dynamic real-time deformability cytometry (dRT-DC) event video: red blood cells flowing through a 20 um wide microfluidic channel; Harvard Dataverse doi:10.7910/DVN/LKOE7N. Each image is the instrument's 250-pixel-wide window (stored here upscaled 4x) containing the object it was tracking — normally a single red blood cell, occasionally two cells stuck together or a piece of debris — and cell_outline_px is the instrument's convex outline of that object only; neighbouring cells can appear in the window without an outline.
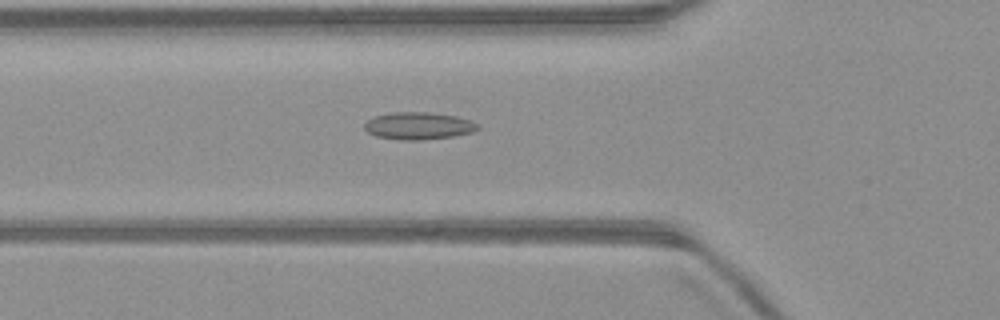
{"species": "common noctule bat (a hibernating species)", "species_latin": "Nyctalus noctula", "temperature_condition": "warm", "stored_images_in_passage": 51, "camera_frame_rate_fps": 3000, "um_per_image_px": 0.085, "animal": {"sex": "male", "body_mass_g": 23.1, "forearm_length_mm": 52.7}, "frame": {"image": 1, "passage_image": 18, "time_ms": 5.667, "image_size_px": [1000, 320], "cell_outline_px": [[480, 128], [472, 132], [452, 136], [424, 140], [396, 140], [376, 136], [368, 132], [364, 128], [364, 124], [368, 120], [376, 116], [392, 112], [432, 112], [456, 116], [468, 120], [476, 124]], "centroid_in_image_um": [35.54, 10.7], "position_along_channel_um": 90.3, "area_um2": 17.98}}
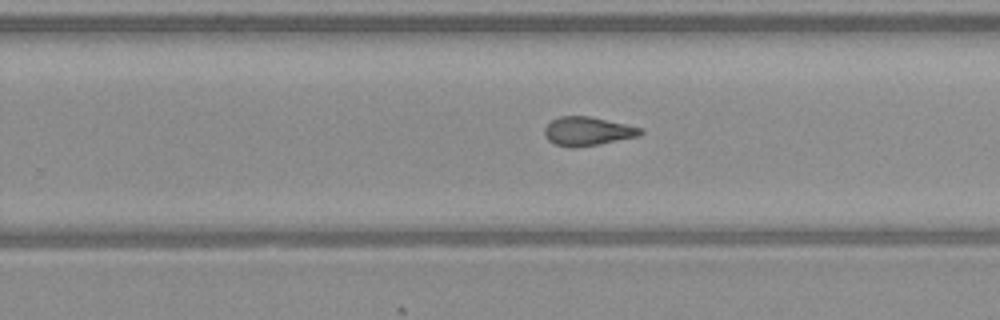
{"frame": {"image": 2, "passage_image": 32, "time_ms": 10.333, "image_size_px": [1000, 320], "cell_outline_px": [[644, 132], [640, 136], [600, 144], [572, 148], [568, 148], [556, 144], [548, 140], [544, 136], [544, 128], [552, 120], [560, 116], [588, 116], [644, 128]], "centroid_in_image_um": [49.96, 11.16], "position_along_channel_um": 279.8, "area_um2": 16.18}}
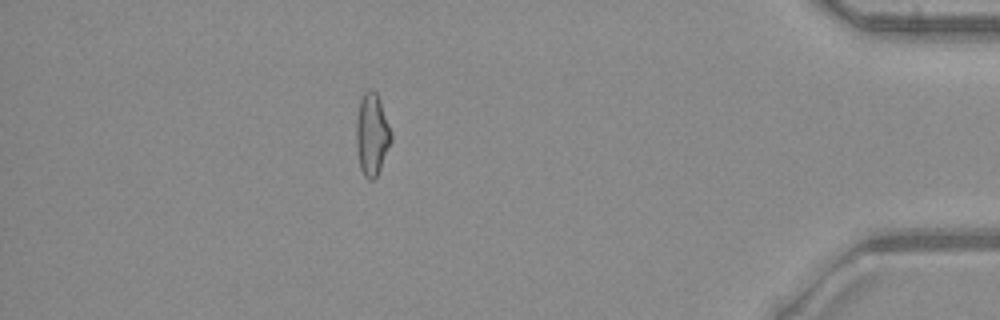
{"frame": {"image": 3, "passage_image": 45, "time_ms": 14.667, "image_size_px": [1000, 320], "cell_outline_px": [[392, 140], [380, 168], [376, 176], [372, 180], [368, 180], [364, 176], [360, 168], [356, 148], [356, 116], [360, 100], [364, 92], [368, 88], [372, 88], [376, 92], [380, 100], [392, 132]], "centroid_in_image_um": [31.6, 11.4], "position_along_channel_um": 403.6, "area_um2": 16.88}, "authors_computed_cell_mechanics": {"area_um2": 16.9932, "velocity_mm_per_s": 4.0476, "shape_relaxation_time_tau1_ms": null, "shape_relaxation_time_tau2_ms": 2.8337, "deformation_change_tau1": null, "deformation_change_tau2": 0.1062}}